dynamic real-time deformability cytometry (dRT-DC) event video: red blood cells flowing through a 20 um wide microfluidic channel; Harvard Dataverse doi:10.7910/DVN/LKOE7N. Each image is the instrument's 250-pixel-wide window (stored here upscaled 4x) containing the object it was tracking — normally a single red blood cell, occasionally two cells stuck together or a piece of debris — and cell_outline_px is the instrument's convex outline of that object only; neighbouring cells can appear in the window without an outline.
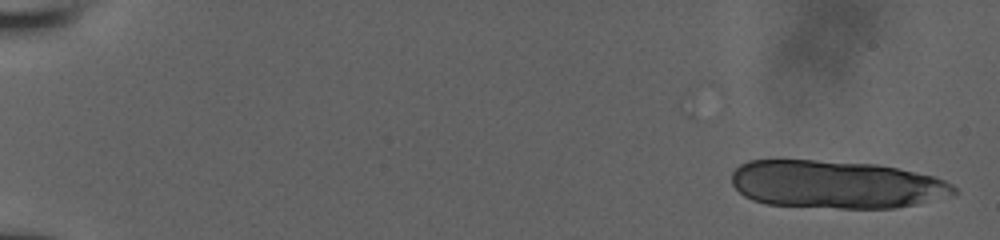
{"species": "human", "species_latin": "Homo sapiens", "temperature_condition": "room temperature", "stored_images_in_passage": 12, "camera_frame_rate_fps": 3000, "um_per_image_px": 0.085, "donor": {"sex": "male"}, "frame": {"image": 1, "passage_image": 1, "time_ms": 0.0, "image_size_px": [1000, 240], "cell_outline_px": [[956, 192], [916, 204], [896, 208], [840, 208], [764, 204], [752, 200], [744, 196], [732, 184], [732, 172], [740, 164], [748, 160], [812, 160], [876, 164], [896, 168], [932, 176], [944, 180], [952, 184], [956, 188]], "centroid_in_image_um": [70.99, 15.67], "position_along_channel_um": 14.0, "area_um2": 61.67}}